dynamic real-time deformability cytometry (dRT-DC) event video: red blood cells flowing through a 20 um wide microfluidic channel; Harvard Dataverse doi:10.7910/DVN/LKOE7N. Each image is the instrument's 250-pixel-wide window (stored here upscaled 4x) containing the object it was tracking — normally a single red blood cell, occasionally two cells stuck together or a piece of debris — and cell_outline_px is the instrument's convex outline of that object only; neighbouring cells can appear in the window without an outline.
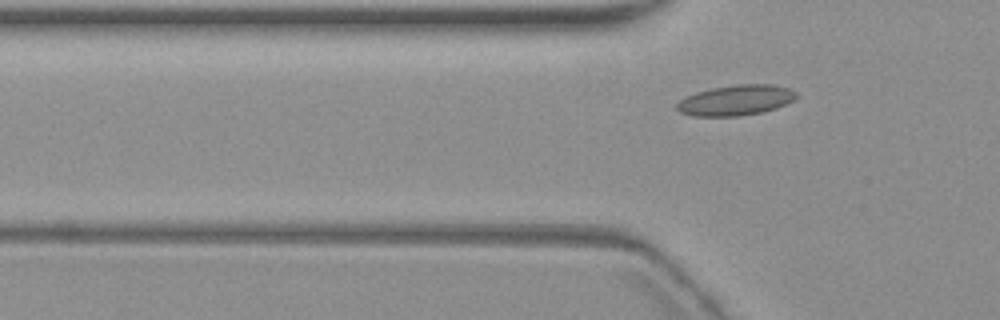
{"species": "common noctule bat (a hibernating species)", "species_latin": "Nyctalus noctula", "temperature_condition": "warm", "stored_images_in_passage": 7, "camera_frame_rate_fps": 3000, "um_per_image_px": 0.085, "animal": {"sex": "female", "body_mass_g": 19.3, "forearm_length_mm": 54.1}, "frame": {"image": 1, "passage_image": 7, "time_ms": 8.0, "image_size_px": [1000, 320], "cell_outline_px": [[796, 96], [792, 100], [776, 108], [760, 112], [736, 116], [692, 116], [680, 112], [676, 108], [676, 104], [680, 100], [696, 92], [712, 88], [736, 84], [772, 84], [788, 88], [796, 92]], "centroid_in_image_um": [62.51, 8.51], "position_along_channel_um": 63.3, "area_um2": 20.92}}